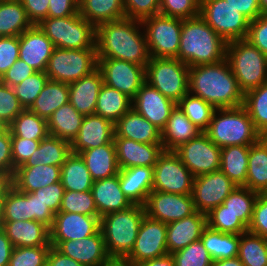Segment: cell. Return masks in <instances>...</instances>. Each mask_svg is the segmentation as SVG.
Here are the masks:
<instances>
[{"label":"cell","mask_w":267,"mask_h":266,"mask_svg":"<svg viewBox=\"0 0 267 266\" xmlns=\"http://www.w3.org/2000/svg\"><path fill=\"white\" fill-rule=\"evenodd\" d=\"M32 220L31 193L19 192L8 183L4 187V222Z\"/></svg>","instance_id":"cell-45"},{"label":"cell","mask_w":267,"mask_h":266,"mask_svg":"<svg viewBox=\"0 0 267 266\" xmlns=\"http://www.w3.org/2000/svg\"><path fill=\"white\" fill-rule=\"evenodd\" d=\"M5 128L4 125L0 124V132Z\"/></svg>","instance_id":"cell-77"},{"label":"cell","mask_w":267,"mask_h":266,"mask_svg":"<svg viewBox=\"0 0 267 266\" xmlns=\"http://www.w3.org/2000/svg\"><path fill=\"white\" fill-rule=\"evenodd\" d=\"M247 231L262 237L267 236V193L258 194Z\"/></svg>","instance_id":"cell-58"},{"label":"cell","mask_w":267,"mask_h":266,"mask_svg":"<svg viewBox=\"0 0 267 266\" xmlns=\"http://www.w3.org/2000/svg\"><path fill=\"white\" fill-rule=\"evenodd\" d=\"M103 77L98 68L78 81L69 84V102L81 114L95 113Z\"/></svg>","instance_id":"cell-28"},{"label":"cell","mask_w":267,"mask_h":266,"mask_svg":"<svg viewBox=\"0 0 267 266\" xmlns=\"http://www.w3.org/2000/svg\"><path fill=\"white\" fill-rule=\"evenodd\" d=\"M79 154L84 160L93 181L119 174L120 168L114 143L84 150Z\"/></svg>","instance_id":"cell-32"},{"label":"cell","mask_w":267,"mask_h":266,"mask_svg":"<svg viewBox=\"0 0 267 266\" xmlns=\"http://www.w3.org/2000/svg\"><path fill=\"white\" fill-rule=\"evenodd\" d=\"M141 22L150 57L177 58L182 19L157 14L144 18Z\"/></svg>","instance_id":"cell-11"},{"label":"cell","mask_w":267,"mask_h":266,"mask_svg":"<svg viewBox=\"0 0 267 266\" xmlns=\"http://www.w3.org/2000/svg\"><path fill=\"white\" fill-rule=\"evenodd\" d=\"M41 140H31L11 136L12 161L15 169L24 165L29 157L38 148Z\"/></svg>","instance_id":"cell-57"},{"label":"cell","mask_w":267,"mask_h":266,"mask_svg":"<svg viewBox=\"0 0 267 266\" xmlns=\"http://www.w3.org/2000/svg\"><path fill=\"white\" fill-rule=\"evenodd\" d=\"M202 131L184 114L178 105L171 111L161 130V143L165 151H174L182 144L198 136Z\"/></svg>","instance_id":"cell-31"},{"label":"cell","mask_w":267,"mask_h":266,"mask_svg":"<svg viewBox=\"0 0 267 266\" xmlns=\"http://www.w3.org/2000/svg\"><path fill=\"white\" fill-rule=\"evenodd\" d=\"M46 266H85L74 259L62 254L55 247L51 246Z\"/></svg>","instance_id":"cell-68"},{"label":"cell","mask_w":267,"mask_h":266,"mask_svg":"<svg viewBox=\"0 0 267 266\" xmlns=\"http://www.w3.org/2000/svg\"><path fill=\"white\" fill-rule=\"evenodd\" d=\"M238 12L242 13L250 21L261 15L259 0H226Z\"/></svg>","instance_id":"cell-67"},{"label":"cell","mask_w":267,"mask_h":266,"mask_svg":"<svg viewBox=\"0 0 267 266\" xmlns=\"http://www.w3.org/2000/svg\"><path fill=\"white\" fill-rule=\"evenodd\" d=\"M114 123L97 114L85 115L80 131L71 143L73 153L114 143Z\"/></svg>","instance_id":"cell-21"},{"label":"cell","mask_w":267,"mask_h":266,"mask_svg":"<svg viewBox=\"0 0 267 266\" xmlns=\"http://www.w3.org/2000/svg\"><path fill=\"white\" fill-rule=\"evenodd\" d=\"M174 152L194 177L220 170L221 148L205 132L182 144Z\"/></svg>","instance_id":"cell-13"},{"label":"cell","mask_w":267,"mask_h":266,"mask_svg":"<svg viewBox=\"0 0 267 266\" xmlns=\"http://www.w3.org/2000/svg\"><path fill=\"white\" fill-rule=\"evenodd\" d=\"M145 215L144 205L133 204L100 217V230L110 257L125 258L131 252Z\"/></svg>","instance_id":"cell-4"},{"label":"cell","mask_w":267,"mask_h":266,"mask_svg":"<svg viewBox=\"0 0 267 266\" xmlns=\"http://www.w3.org/2000/svg\"><path fill=\"white\" fill-rule=\"evenodd\" d=\"M50 243L62 254L85 266H102L110 258L101 230L81 240Z\"/></svg>","instance_id":"cell-19"},{"label":"cell","mask_w":267,"mask_h":266,"mask_svg":"<svg viewBox=\"0 0 267 266\" xmlns=\"http://www.w3.org/2000/svg\"><path fill=\"white\" fill-rule=\"evenodd\" d=\"M7 128L11 136L31 140H42L49 135L47 120L39 117L29 108L20 112Z\"/></svg>","instance_id":"cell-44"},{"label":"cell","mask_w":267,"mask_h":266,"mask_svg":"<svg viewBox=\"0 0 267 266\" xmlns=\"http://www.w3.org/2000/svg\"><path fill=\"white\" fill-rule=\"evenodd\" d=\"M242 106L262 135L267 130V82L244 93Z\"/></svg>","instance_id":"cell-46"},{"label":"cell","mask_w":267,"mask_h":266,"mask_svg":"<svg viewBox=\"0 0 267 266\" xmlns=\"http://www.w3.org/2000/svg\"><path fill=\"white\" fill-rule=\"evenodd\" d=\"M237 187L221 170L194 177L192 198L196 210L208 214Z\"/></svg>","instance_id":"cell-15"},{"label":"cell","mask_w":267,"mask_h":266,"mask_svg":"<svg viewBox=\"0 0 267 266\" xmlns=\"http://www.w3.org/2000/svg\"><path fill=\"white\" fill-rule=\"evenodd\" d=\"M102 266H137L127 258L110 257Z\"/></svg>","instance_id":"cell-71"},{"label":"cell","mask_w":267,"mask_h":266,"mask_svg":"<svg viewBox=\"0 0 267 266\" xmlns=\"http://www.w3.org/2000/svg\"><path fill=\"white\" fill-rule=\"evenodd\" d=\"M19 59V36L0 37V79Z\"/></svg>","instance_id":"cell-59"},{"label":"cell","mask_w":267,"mask_h":266,"mask_svg":"<svg viewBox=\"0 0 267 266\" xmlns=\"http://www.w3.org/2000/svg\"><path fill=\"white\" fill-rule=\"evenodd\" d=\"M142 22L122 18L96 27L97 58H114L145 66L150 60Z\"/></svg>","instance_id":"cell-1"},{"label":"cell","mask_w":267,"mask_h":266,"mask_svg":"<svg viewBox=\"0 0 267 266\" xmlns=\"http://www.w3.org/2000/svg\"><path fill=\"white\" fill-rule=\"evenodd\" d=\"M13 174L14 166L11 150V132L5 127L0 132V175L10 181Z\"/></svg>","instance_id":"cell-61"},{"label":"cell","mask_w":267,"mask_h":266,"mask_svg":"<svg viewBox=\"0 0 267 266\" xmlns=\"http://www.w3.org/2000/svg\"><path fill=\"white\" fill-rule=\"evenodd\" d=\"M212 266H243L238 256L228 259L213 261Z\"/></svg>","instance_id":"cell-72"},{"label":"cell","mask_w":267,"mask_h":266,"mask_svg":"<svg viewBox=\"0 0 267 266\" xmlns=\"http://www.w3.org/2000/svg\"><path fill=\"white\" fill-rule=\"evenodd\" d=\"M137 266H175V262L172 254H166L158 258L143 261L137 264Z\"/></svg>","instance_id":"cell-70"},{"label":"cell","mask_w":267,"mask_h":266,"mask_svg":"<svg viewBox=\"0 0 267 266\" xmlns=\"http://www.w3.org/2000/svg\"><path fill=\"white\" fill-rule=\"evenodd\" d=\"M186 117L202 132L209 127L215 108L189 92L177 103Z\"/></svg>","instance_id":"cell-48"},{"label":"cell","mask_w":267,"mask_h":266,"mask_svg":"<svg viewBox=\"0 0 267 266\" xmlns=\"http://www.w3.org/2000/svg\"><path fill=\"white\" fill-rule=\"evenodd\" d=\"M61 166L35 165L18 167L9 181L19 192L32 193L48 185L60 182Z\"/></svg>","instance_id":"cell-29"},{"label":"cell","mask_w":267,"mask_h":266,"mask_svg":"<svg viewBox=\"0 0 267 266\" xmlns=\"http://www.w3.org/2000/svg\"><path fill=\"white\" fill-rule=\"evenodd\" d=\"M33 25L48 18L49 0H20Z\"/></svg>","instance_id":"cell-64"},{"label":"cell","mask_w":267,"mask_h":266,"mask_svg":"<svg viewBox=\"0 0 267 266\" xmlns=\"http://www.w3.org/2000/svg\"><path fill=\"white\" fill-rule=\"evenodd\" d=\"M103 83L133 99L145 83V66L114 58H97Z\"/></svg>","instance_id":"cell-14"},{"label":"cell","mask_w":267,"mask_h":266,"mask_svg":"<svg viewBox=\"0 0 267 266\" xmlns=\"http://www.w3.org/2000/svg\"><path fill=\"white\" fill-rule=\"evenodd\" d=\"M132 108V99L119 90L102 84L95 114L111 120L114 124Z\"/></svg>","instance_id":"cell-40"},{"label":"cell","mask_w":267,"mask_h":266,"mask_svg":"<svg viewBox=\"0 0 267 266\" xmlns=\"http://www.w3.org/2000/svg\"><path fill=\"white\" fill-rule=\"evenodd\" d=\"M4 222V189L0 192V229Z\"/></svg>","instance_id":"cell-73"},{"label":"cell","mask_w":267,"mask_h":266,"mask_svg":"<svg viewBox=\"0 0 267 266\" xmlns=\"http://www.w3.org/2000/svg\"><path fill=\"white\" fill-rule=\"evenodd\" d=\"M205 133L220 148L253 145L261 138L243 106L215 109Z\"/></svg>","instance_id":"cell-5"},{"label":"cell","mask_w":267,"mask_h":266,"mask_svg":"<svg viewBox=\"0 0 267 266\" xmlns=\"http://www.w3.org/2000/svg\"><path fill=\"white\" fill-rule=\"evenodd\" d=\"M79 14L95 27L125 18L123 0H79Z\"/></svg>","instance_id":"cell-35"},{"label":"cell","mask_w":267,"mask_h":266,"mask_svg":"<svg viewBox=\"0 0 267 266\" xmlns=\"http://www.w3.org/2000/svg\"><path fill=\"white\" fill-rule=\"evenodd\" d=\"M206 227L207 216L198 211L181 220L168 223L166 238L168 254H173L199 240Z\"/></svg>","instance_id":"cell-24"},{"label":"cell","mask_w":267,"mask_h":266,"mask_svg":"<svg viewBox=\"0 0 267 266\" xmlns=\"http://www.w3.org/2000/svg\"><path fill=\"white\" fill-rule=\"evenodd\" d=\"M126 18L142 21L159 14L160 0H123Z\"/></svg>","instance_id":"cell-56"},{"label":"cell","mask_w":267,"mask_h":266,"mask_svg":"<svg viewBox=\"0 0 267 266\" xmlns=\"http://www.w3.org/2000/svg\"><path fill=\"white\" fill-rule=\"evenodd\" d=\"M48 80L49 78L45 71H37L18 85L12 87L24 109L32 106Z\"/></svg>","instance_id":"cell-50"},{"label":"cell","mask_w":267,"mask_h":266,"mask_svg":"<svg viewBox=\"0 0 267 266\" xmlns=\"http://www.w3.org/2000/svg\"><path fill=\"white\" fill-rule=\"evenodd\" d=\"M250 145L221 148L220 170L237 186H244L247 178Z\"/></svg>","instance_id":"cell-38"},{"label":"cell","mask_w":267,"mask_h":266,"mask_svg":"<svg viewBox=\"0 0 267 266\" xmlns=\"http://www.w3.org/2000/svg\"><path fill=\"white\" fill-rule=\"evenodd\" d=\"M194 176L174 151H163L153 166V190L191 195Z\"/></svg>","instance_id":"cell-12"},{"label":"cell","mask_w":267,"mask_h":266,"mask_svg":"<svg viewBox=\"0 0 267 266\" xmlns=\"http://www.w3.org/2000/svg\"><path fill=\"white\" fill-rule=\"evenodd\" d=\"M65 189L60 182L48 185L44 188L38 189L32 194L38 196V198L48 206V208L54 213L57 214L60 210L62 204V198L64 195Z\"/></svg>","instance_id":"cell-62"},{"label":"cell","mask_w":267,"mask_h":266,"mask_svg":"<svg viewBox=\"0 0 267 266\" xmlns=\"http://www.w3.org/2000/svg\"><path fill=\"white\" fill-rule=\"evenodd\" d=\"M146 215L163 223L181 220L194 214L192 195L173 194L152 190L145 203Z\"/></svg>","instance_id":"cell-17"},{"label":"cell","mask_w":267,"mask_h":266,"mask_svg":"<svg viewBox=\"0 0 267 266\" xmlns=\"http://www.w3.org/2000/svg\"><path fill=\"white\" fill-rule=\"evenodd\" d=\"M119 184L132 204L145 205L149 193L153 190V167L120 169Z\"/></svg>","instance_id":"cell-30"},{"label":"cell","mask_w":267,"mask_h":266,"mask_svg":"<svg viewBox=\"0 0 267 266\" xmlns=\"http://www.w3.org/2000/svg\"><path fill=\"white\" fill-rule=\"evenodd\" d=\"M32 220L44 223L49 228L53 224L55 214L45 205L38 196L31 193Z\"/></svg>","instance_id":"cell-66"},{"label":"cell","mask_w":267,"mask_h":266,"mask_svg":"<svg viewBox=\"0 0 267 266\" xmlns=\"http://www.w3.org/2000/svg\"><path fill=\"white\" fill-rule=\"evenodd\" d=\"M32 26L20 0H0V37L20 36Z\"/></svg>","instance_id":"cell-39"},{"label":"cell","mask_w":267,"mask_h":266,"mask_svg":"<svg viewBox=\"0 0 267 266\" xmlns=\"http://www.w3.org/2000/svg\"><path fill=\"white\" fill-rule=\"evenodd\" d=\"M13 248L10 239L0 229V266H8Z\"/></svg>","instance_id":"cell-69"},{"label":"cell","mask_w":267,"mask_h":266,"mask_svg":"<svg viewBox=\"0 0 267 266\" xmlns=\"http://www.w3.org/2000/svg\"><path fill=\"white\" fill-rule=\"evenodd\" d=\"M51 246L14 247L8 266H46Z\"/></svg>","instance_id":"cell-52"},{"label":"cell","mask_w":267,"mask_h":266,"mask_svg":"<svg viewBox=\"0 0 267 266\" xmlns=\"http://www.w3.org/2000/svg\"><path fill=\"white\" fill-rule=\"evenodd\" d=\"M172 257L175 266H212L213 263V259L200 239L174 252Z\"/></svg>","instance_id":"cell-51"},{"label":"cell","mask_w":267,"mask_h":266,"mask_svg":"<svg viewBox=\"0 0 267 266\" xmlns=\"http://www.w3.org/2000/svg\"><path fill=\"white\" fill-rule=\"evenodd\" d=\"M54 47L63 49L96 48V27L79 12L69 17H48L38 24Z\"/></svg>","instance_id":"cell-7"},{"label":"cell","mask_w":267,"mask_h":266,"mask_svg":"<svg viewBox=\"0 0 267 266\" xmlns=\"http://www.w3.org/2000/svg\"><path fill=\"white\" fill-rule=\"evenodd\" d=\"M2 230L13 247L51 245L49 227L36 220L3 222Z\"/></svg>","instance_id":"cell-26"},{"label":"cell","mask_w":267,"mask_h":266,"mask_svg":"<svg viewBox=\"0 0 267 266\" xmlns=\"http://www.w3.org/2000/svg\"><path fill=\"white\" fill-rule=\"evenodd\" d=\"M71 153V143L48 135L40 141L38 148L20 167H34L40 164L61 166Z\"/></svg>","instance_id":"cell-34"},{"label":"cell","mask_w":267,"mask_h":266,"mask_svg":"<svg viewBox=\"0 0 267 266\" xmlns=\"http://www.w3.org/2000/svg\"><path fill=\"white\" fill-rule=\"evenodd\" d=\"M49 230L50 242L81 240L100 230V216L58 212Z\"/></svg>","instance_id":"cell-18"},{"label":"cell","mask_w":267,"mask_h":266,"mask_svg":"<svg viewBox=\"0 0 267 266\" xmlns=\"http://www.w3.org/2000/svg\"><path fill=\"white\" fill-rule=\"evenodd\" d=\"M177 104L146 82L132 99V108L162 130Z\"/></svg>","instance_id":"cell-20"},{"label":"cell","mask_w":267,"mask_h":266,"mask_svg":"<svg viewBox=\"0 0 267 266\" xmlns=\"http://www.w3.org/2000/svg\"><path fill=\"white\" fill-rule=\"evenodd\" d=\"M167 224L144 216L131 252L125 257L134 264L168 254Z\"/></svg>","instance_id":"cell-16"},{"label":"cell","mask_w":267,"mask_h":266,"mask_svg":"<svg viewBox=\"0 0 267 266\" xmlns=\"http://www.w3.org/2000/svg\"><path fill=\"white\" fill-rule=\"evenodd\" d=\"M189 93L200 97L215 109L243 105L244 92L232 73L227 59L214 64L189 67Z\"/></svg>","instance_id":"cell-2"},{"label":"cell","mask_w":267,"mask_h":266,"mask_svg":"<svg viewBox=\"0 0 267 266\" xmlns=\"http://www.w3.org/2000/svg\"><path fill=\"white\" fill-rule=\"evenodd\" d=\"M227 42L200 16L182 20L177 59L189 67L226 59Z\"/></svg>","instance_id":"cell-3"},{"label":"cell","mask_w":267,"mask_h":266,"mask_svg":"<svg viewBox=\"0 0 267 266\" xmlns=\"http://www.w3.org/2000/svg\"><path fill=\"white\" fill-rule=\"evenodd\" d=\"M114 144L120 169L153 167L164 151L162 144L141 143L124 137H114Z\"/></svg>","instance_id":"cell-23"},{"label":"cell","mask_w":267,"mask_h":266,"mask_svg":"<svg viewBox=\"0 0 267 266\" xmlns=\"http://www.w3.org/2000/svg\"><path fill=\"white\" fill-rule=\"evenodd\" d=\"M114 137H124L141 143L162 144L161 130L131 108L114 124Z\"/></svg>","instance_id":"cell-27"},{"label":"cell","mask_w":267,"mask_h":266,"mask_svg":"<svg viewBox=\"0 0 267 266\" xmlns=\"http://www.w3.org/2000/svg\"><path fill=\"white\" fill-rule=\"evenodd\" d=\"M261 14H267V0H259Z\"/></svg>","instance_id":"cell-74"},{"label":"cell","mask_w":267,"mask_h":266,"mask_svg":"<svg viewBox=\"0 0 267 266\" xmlns=\"http://www.w3.org/2000/svg\"><path fill=\"white\" fill-rule=\"evenodd\" d=\"M37 72L21 59L16 60L7 72L2 76L0 81L10 87H14L21 83L27 77Z\"/></svg>","instance_id":"cell-63"},{"label":"cell","mask_w":267,"mask_h":266,"mask_svg":"<svg viewBox=\"0 0 267 266\" xmlns=\"http://www.w3.org/2000/svg\"><path fill=\"white\" fill-rule=\"evenodd\" d=\"M59 212L99 216L91 190L83 192L65 190Z\"/></svg>","instance_id":"cell-49"},{"label":"cell","mask_w":267,"mask_h":266,"mask_svg":"<svg viewBox=\"0 0 267 266\" xmlns=\"http://www.w3.org/2000/svg\"><path fill=\"white\" fill-rule=\"evenodd\" d=\"M91 193L100 217L133 205L120 188L119 174L93 181Z\"/></svg>","instance_id":"cell-25"},{"label":"cell","mask_w":267,"mask_h":266,"mask_svg":"<svg viewBox=\"0 0 267 266\" xmlns=\"http://www.w3.org/2000/svg\"><path fill=\"white\" fill-rule=\"evenodd\" d=\"M199 16L226 42L247 37L250 20L226 0H200Z\"/></svg>","instance_id":"cell-10"},{"label":"cell","mask_w":267,"mask_h":266,"mask_svg":"<svg viewBox=\"0 0 267 266\" xmlns=\"http://www.w3.org/2000/svg\"><path fill=\"white\" fill-rule=\"evenodd\" d=\"M61 184L68 191H89L93 180L80 154L71 153L61 165Z\"/></svg>","instance_id":"cell-41"},{"label":"cell","mask_w":267,"mask_h":266,"mask_svg":"<svg viewBox=\"0 0 267 266\" xmlns=\"http://www.w3.org/2000/svg\"><path fill=\"white\" fill-rule=\"evenodd\" d=\"M246 40L267 56V14L250 21Z\"/></svg>","instance_id":"cell-60"},{"label":"cell","mask_w":267,"mask_h":266,"mask_svg":"<svg viewBox=\"0 0 267 266\" xmlns=\"http://www.w3.org/2000/svg\"><path fill=\"white\" fill-rule=\"evenodd\" d=\"M264 240H265V243H266V246H267V236L264 237Z\"/></svg>","instance_id":"cell-78"},{"label":"cell","mask_w":267,"mask_h":266,"mask_svg":"<svg viewBox=\"0 0 267 266\" xmlns=\"http://www.w3.org/2000/svg\"><path fill=\"white\" fill-rule=\"evenodd\" d=\"M226 59L244 93L267 82V56L248 40L227 42Z\"/></svg>","instance_id":"cell-6"},{"label":"cell","mask_w":267,"mask_h":266,"mask_svg":"<svg viewBox=\"0 0 267 266\" xmlns=\"http://www.w3.org/2000/svg\"><path fill=\"white\" fill-rule=\"evenodd\" d=\"M54 48L38 25H33L19 36V59L36 71L46 70Z\"/></svg>","instance_id":"cell-22"},{"label":"cell","mask_w":267,"mask_h":266,"mask_svg":"<svg viewBox=\"0 0 267 266\" xmlns=\"http://www.w3.org/2000/svg\"><path fill=\"white\" fill-rule=\"evenodd\" d=\"M189 66L177 58L150 57L145 82L176 104L189 92Z\"/></svg>","instance_id":"cell-8"},{"label":"cell","mask_w":267,"mask_h":266,"mask_svg":"<svg viewBox=\"0 0 267 266\" xmlns=\"http://www.w3.org/2000/svg\"><path fill=\"white\" fill-rule=\"evenodd\" d=\"M245 187L267 193V142L262 137L249 147Z\"/></svg>","instance_id":"cell-36"},{"label":"cell","mask_w":267,"mask_h":266,"mask_svg":"<svg viewBox=\"0 0 267 266\" xmlns=\"http://www.w3.org/2000/svg\"><path fill=\"white\" fill-rule=\"evenodd\" d=\"M200 0H160L159 14L179 19L199 16Z\"/></svg>","instance_id":"cell-54"},{"label":"cell","mask_w":267,"mask_h":266,"mask_svg":"<svg viewBox=\"0 0 267 266\" xmlns=\"http://www.w3.org/2000/svg\"><path fill=\"white\" fill-rule=\"evenodd\" d=\"M83 118L84 115L68 102L54 111L47 120L48 133L53 137L72 143L80 131Z\"/></svg>","instance_id":"cell-33"},{"label":"cell","mask_w":267,"mask_h":266,"mask_svg":"<svg viewBox=\"0 0 267 266\" xmlns=\"http://www.w3.org/2000/svg\"><path fill=\"white\" fill-rule=\"evenodd\" d=\"M200 240L213 261L238 256L240 235L222 233L207 226Z\"/></svg>","instance_id":"cell-42"},{"label":"cell","mask_w":267,"mask_h":266,"mask_svg":"<svg viewBox=\"0 0 267 266\" xmlns=\"http://www.w3.org/2000/svg\"><path fill=\"white\" fill-rule=\"evenodd\" d=\"M23 110L13 88L0 81V124L7 127Z\"/></svg>","instance_id":"cell-55"},{"label":"cell","mask_w":267,"mask_h":266,"mask_svg":"<svg viewBox=\"0 0 267 266\" xmlns=\"http://www.w3.org/2000/svg\"><path fill=\"white\" fill-rule=\"evenodd\" d=\"M68 102L69 84L48 80L29 109L39 117L48 120L54 111Z\"/></svg>","instance_id":"cell-37"},{"label":"cell","mask_w":267,"mask_h":266,"mask_svg":"<svg viewBox=\"0 0 267 266\" xmlns=\"http://www.w3.org/2000/svg\"><path fill=\"white\" fill-rule=\"evenodd\" d=\"M238 258L243 266H267V246L264 237L248 231L240 234Z\"/></svg>","instance_id":"cell-47"},{"label":"cell","mask_w":267,"mask_h":266,"mask_svg":"<svg viewBox=\"0 0 267 266\" xmlns=\"http://www.w3.org/2000/svg\"><path fill=\"white\" fill-rule=\"evenodd\" d=\"M97 68L96 48L63 49L55 47L45 73L49 80L72 83Z\"/></svg>","instance_id":"cell-9"},{"label":"cell","mask_w":267,"mask_h":266,"mask_svg":"<svg viewBox=\"0 0 267 266\" xmlns=\"http://www.w3.org/2000/svg\"><path fill=\"white\" fill-rule=\"evenodd\" d=\"M79 0H49L48 17H69L79 12Z\"/></svg>","instance_id":"cell-65"},{"label":"cell","mask_w":267,"mask_h":266,"mask_svg":"<svg viewBox=\"0 0 267 266\" xmlns=\"http://www.w3.org/2000/svg\"><path fill=\"white\" fill-rule=\"evenodd\" d=\"M206 216L207 226L213 230L235 235H240L248 230V227L239 218L228 211H210Z\"/></svg>","instance_id":"cell-53"},{"label":"cell","mask_w":267,"mask_h":266,"mask_svg":"<svg viewBox=\"0 0 267 266\" xmlns=\"http://www.w3.org/2000/svg\"><path fill=\"white\" fill-rule=\"evenodd\" d=\"M261 137L267 142V130L261 135Z\"/></svg>","instance_id":"cell-76"},{"label":"cell","mask_w":267,"mask_h":266,"mask_svg":"<svg viewBox=\"0 0 267 266\" xmlns=\"http://www.w3.org/2000/svg\"><path fill=\"white\" fill-rule=\"evenodd\" d=\"M9 183V181L0 175V192L4 189V187Z\"/></svg>","instance_id":"cell-75"},{"label":"cell","mask_w":267,"mask_h":266,"mask_svg":"<svg viewBox=\"0 0 267 266\" xmlns=\"http://www.w3.org/2000/svg\"><path fill=\"white\" fill-rule=\"evenodd\" d=\"M258 194L247 187L237 186L221 205L211 211H228L248 227L252 220L253 207Z\"/></svg>","instance_id":"cell-43"}]
</instances>
